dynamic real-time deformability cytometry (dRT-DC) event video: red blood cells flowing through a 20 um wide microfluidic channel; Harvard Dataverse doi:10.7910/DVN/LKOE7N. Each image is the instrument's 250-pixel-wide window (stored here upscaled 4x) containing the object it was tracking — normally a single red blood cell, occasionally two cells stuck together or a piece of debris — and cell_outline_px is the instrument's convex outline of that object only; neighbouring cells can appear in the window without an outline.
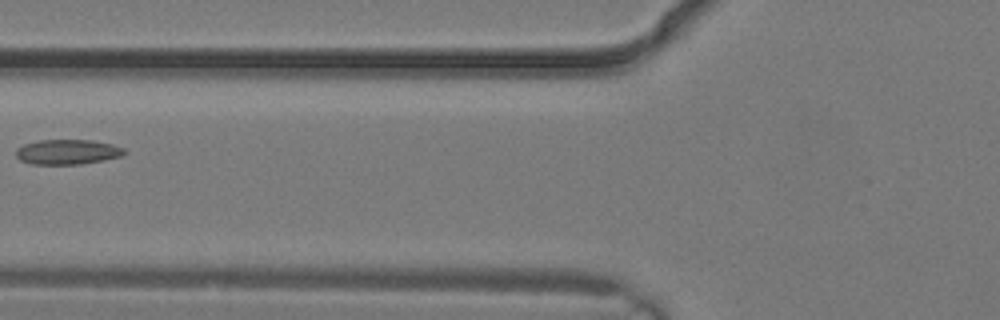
{"species": "common noctule bat (a hibernating species)", "species_latin": "Nyctalus noctula", "temperature_condition": "warm", "stored_images_in_passage": 3, "camera_frame_rate_fps": 3000, "um_per_image_px": 0.085, "animal": {"sex": "male", "body_mass_g": 19.2, "forearm_length_mm": 51.8}, "frame": {"image": 1, "passage_image": 3, "time_ms": 0.667, "image_size_px": [1000, 320], "cell_outline_px": [[128, 152], [124, 156], [104, 160], [80, 164], [32, 164], [20, 160], [16, 156], [16, 148], [24, 144], [40, 140], [92, 140], [112, 144], [124, 148]], "centroid_in_image_um": [5.77, 12.91], "position_along_channel_um": 120.0, "area_um2": 15.9}}